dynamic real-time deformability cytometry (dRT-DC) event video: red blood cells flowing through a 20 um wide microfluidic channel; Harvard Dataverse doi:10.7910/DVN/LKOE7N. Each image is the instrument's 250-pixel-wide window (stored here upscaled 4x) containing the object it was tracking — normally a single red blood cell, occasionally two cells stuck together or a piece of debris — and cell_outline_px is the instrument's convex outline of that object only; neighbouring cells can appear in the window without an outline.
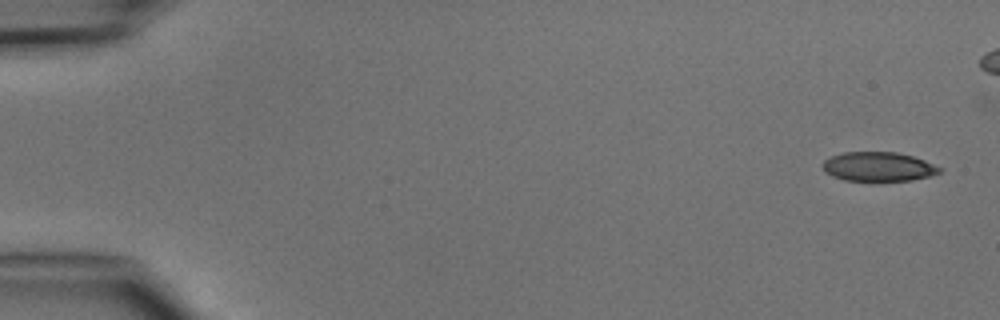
{"species": "common noctule bat (a hibernating species)", "species_latin": "Nyctalus noctula", "temperature_condition": "cold", "stored_images_in_passage": 5, "camera_frame_rate_fps": 3000, "um_per_image_px": 0.085, "animal": {"sex": "male", "body_mass_g": 15.6}, "frame": {"image": 1, "passage_image": 1, "time_ms": 0.0, "image_size_px": [1000, 320], "cell_outline_px": [[944, 168], [940, 172], [932, 176], [912, 180], [844, 180], [832, 176], [824, 172], [820, 164], [824, 160], [832, 156], [844, 152], [896, 152], [912, 156], [924, 160]], "centroid_in_image_um": [74.66, 14.16], "position_along_channel_um": 10.3, "area_um2": 20.0}}